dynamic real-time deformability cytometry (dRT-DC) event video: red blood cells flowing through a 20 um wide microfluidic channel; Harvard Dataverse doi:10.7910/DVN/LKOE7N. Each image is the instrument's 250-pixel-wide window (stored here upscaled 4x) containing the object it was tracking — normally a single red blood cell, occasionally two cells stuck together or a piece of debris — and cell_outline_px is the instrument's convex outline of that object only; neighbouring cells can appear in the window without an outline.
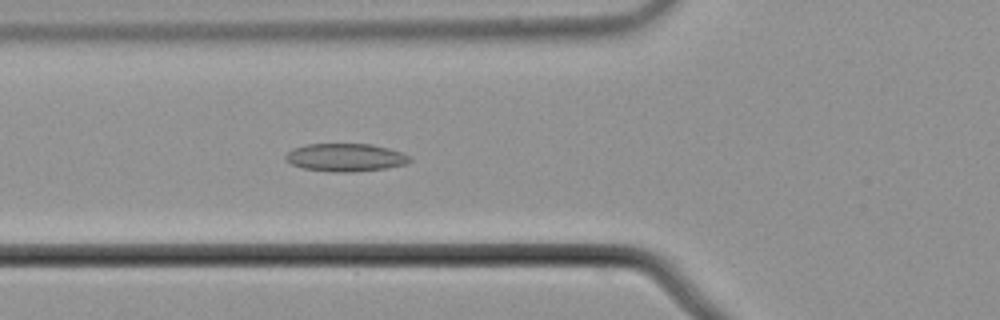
{"species": "common noctule bat (a hibernating species)", "species_latin": "Nyctalus noctula", "temperature_condition": "cold", "stored_images_in_passage": 39, "camera_frame_rate_fps": 3000, "um_per_image_px": 0.085, "animal": {"sex": "male", "body_mass_g": 21.5, "forearm_length_mm": 52.0}, "frame": {"image": 1, "passage_image": 4, "time_ms": 1.0, "image_size_px": [1000, 320], "cell_outline_px": [[412, 160], [404, 164], [384, 168], [352, 172], [332, 172], [304, 168], [292, 164], [284, 160], [284, 156], [292, 148], [308, 144], [372, 144], [388, 148], [400, 152], [408, 156]], "centroid_in_image_um": [29.32, 13.38], "position_along_channel_um": 96.5, "area_um2": 20.06}}
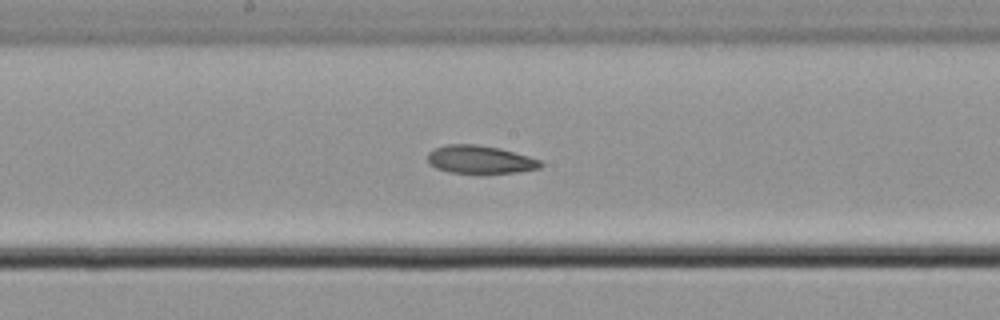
{"frame": {"image": 2, "passage_image": 13, "time_ms": 4.0, "image_size_px": [1000, 320], "cell_outline_px": [[544, 164], [540, 168], [520, 172], [448, 172], [436, 168], [428, 164], [428, 152], [444, 144], [476, 144], [500, 148], [528, 156], [540, 160]], "centroid_in_image_um": [40.79, 13.54], "position_along_channel_um": 207.4, "area_um2": 18.32}}
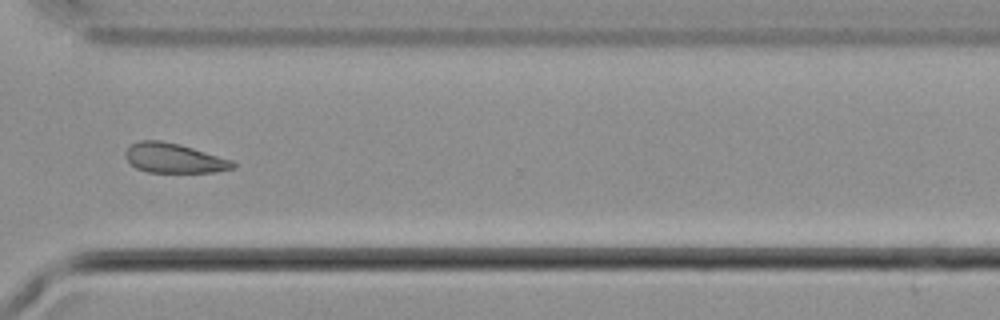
{"frame": {"image": 3, "passage_image": 25, "time_ms": 8.0, "image_size_px": [1000, 320], "cell_outline_px": [[236, 168], [216, 172], [148, 172], [136, 168], [124, 156], [124, 152], [132, 144], [140, 140], [160, 140], [180, 144], [232, 160], [236, 164]], "centroid_in_image_um": [14.8, 13.44], "position_along_channel_um": 355.8, "area_um2": 18.55}, "authors_computed_cell_mechanics": {"area_um2": 19.0162, "velocity_mm_per_s": 3.6918, "shape_relaxation_time_tau1_ms": 7.1443, "shape_relaxation_time_tau2_ms": null, "deformation_change_tau1": 0.0785, "deformation_change_tau2": null}}